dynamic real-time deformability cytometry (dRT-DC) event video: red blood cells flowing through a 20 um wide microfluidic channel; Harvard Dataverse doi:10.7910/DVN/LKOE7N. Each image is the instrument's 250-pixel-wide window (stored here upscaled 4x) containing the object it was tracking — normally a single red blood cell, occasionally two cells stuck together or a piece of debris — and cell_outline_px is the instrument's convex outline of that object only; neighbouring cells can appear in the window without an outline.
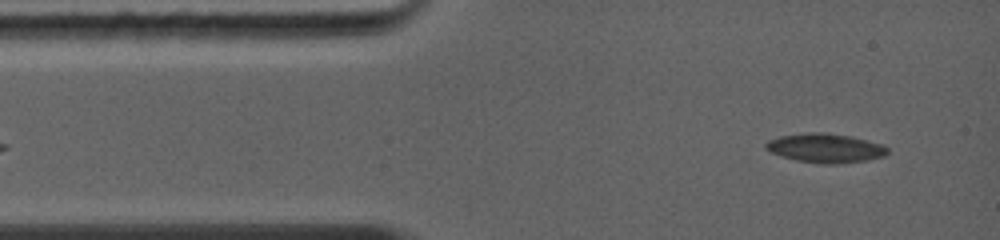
{"species": "common noctule bat (a hibernating species)", "species_latin": "Nyctalus noctula", "temperature_condition": "warm", "stored_images_in_passage": 3, "camera_frame_rate_fps": 5000, "um_per_image_px": 0.085, "animal": {"sex": "female", "body_mass_g": 19.0, "forearm_length_mm": 56.7}, "frame": {"image": 1, "passage_image": 1, "time_ms": 0.0, "image_size_px": [1000, 240], "cell_outline_px": [[888, 152], [884, 156], [868, 160], [836, 164], [824, 164], [796, 160], [780, 156], [764, 148], [764, 144], [768, 140], [780, 136], [812, 132], [824, 132], [852, 136], [880, 144], [888, 148]], "centroid_in_image_um": [70.14, 12.59], "position_along_channel_um": 14.9, "area_um2": 20.63}}
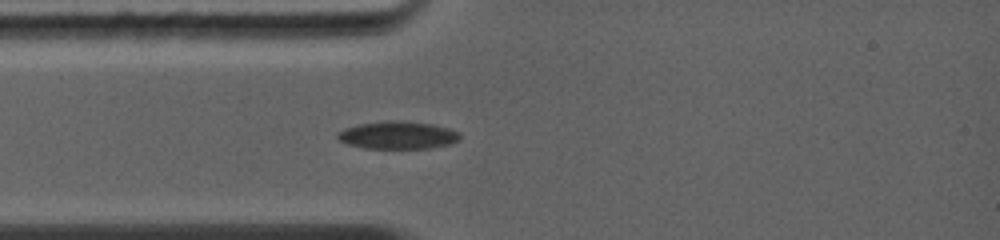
{"frame": {"image": 2, "passage_image": 3, "time_ms": 2.0, "image_size_px": [1000, 240], "cell_outline_px": [[460, 140], [448, 144], [428, 148], [364, 148], [348, 144], [340, 140], [336, 136], [336, 132], [344, 128], [356, 124], [388, 120], [400, 120], [432, 124], [448, 128], [460, 132]], "centroid_in_image_um": [33.78, 11.47], "position_along_channel_um": 51.2, "area_um2": 19.83}}